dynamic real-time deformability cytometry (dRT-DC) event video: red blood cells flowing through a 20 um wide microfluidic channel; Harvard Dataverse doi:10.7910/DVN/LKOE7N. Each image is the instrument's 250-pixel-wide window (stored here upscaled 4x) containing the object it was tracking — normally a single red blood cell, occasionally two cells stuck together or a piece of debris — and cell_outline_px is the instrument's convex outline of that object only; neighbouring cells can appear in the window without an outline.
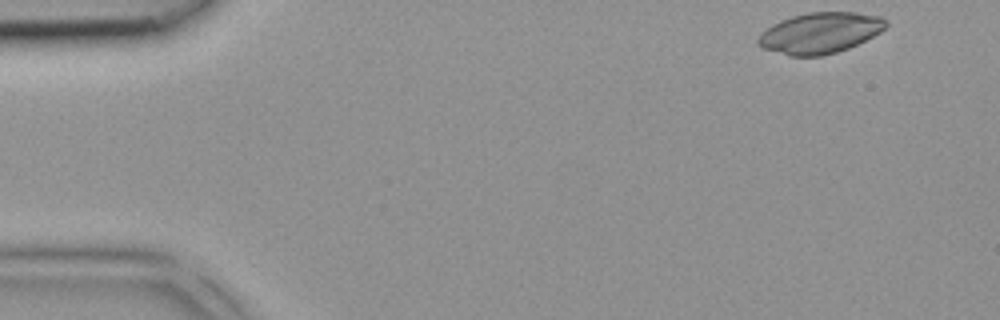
{"species": "common noctule bat (a hibernating species)", "species_latin": "Nyctalus noctula", "temperature_condition": "room temperature", "stored_images_in_passage": 9, "camera_frame_rate_fps": 3000, "um_per_image_px": 0.085, "animal": {"sex": "female", "body_mass_g": 18.4}, "frame": {"image": 1, "passage_image": 1, "time_ms": 0.0, "image_size_px": [1000, 320], "cell_outline_px": [[888, 24], [880, 32], [848, 48], [836, 52], [820, 56], [788, 56], [764, 48], [756, 44], [756, 40], [760, 32], [772, 24], [780, 20], [792, 16], [808, 12], [852, 12], [880, 16], [888, 20]], "centroid_in_image_um": [69.66, 2.79], "position_along_channel_um": 15.3, "area_um2": 30.46}}